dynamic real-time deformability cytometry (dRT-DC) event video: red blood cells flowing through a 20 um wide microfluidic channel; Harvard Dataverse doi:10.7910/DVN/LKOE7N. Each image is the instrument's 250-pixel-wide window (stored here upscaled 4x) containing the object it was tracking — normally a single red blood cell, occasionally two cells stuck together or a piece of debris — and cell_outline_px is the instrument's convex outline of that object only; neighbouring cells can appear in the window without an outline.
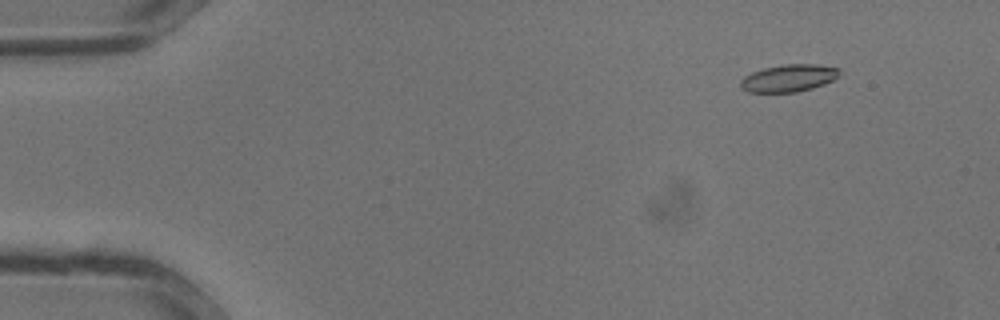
{"species": "common noctule bat (a hibernating species)", "species_latin": "Nyctalus noctula", "temperature_condition": "warm", "stored_images_in_passage": 34, "camera_frame_rate_fps": 3000, "um_per_image_px": 0.085, "animal": {"sex": "male", "body_mass_g": 13.3}, "frame": {"image": 1, "passage_image": 4, "time_ms": 1.0, "image_size_px": [1000, 320], "cell_outline_px": [[840, 76], [824, 84], [812, 88], [796, 92], [748, 92], [740, 88], [740, 80], [744, 76], [752, 72], [764, 68], [784, 64], [816, 64], [840, 68]], "centroid_in_image_um": [67.04, 6.63], "position_along_channel_um": 18.0, "area_um2": 15.84}}
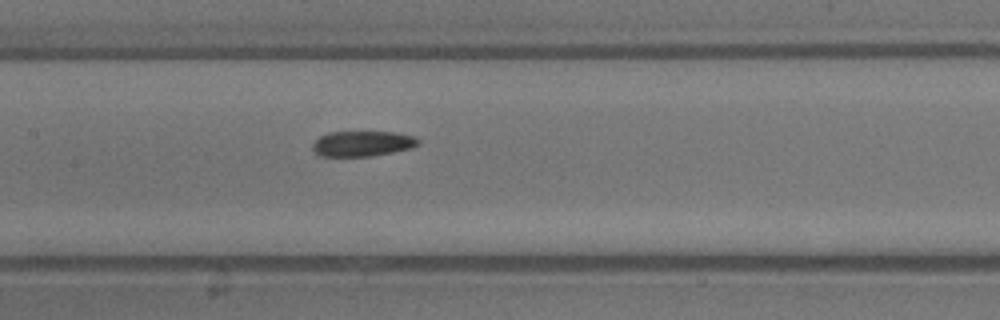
{"frame": {"image": 2, "passage_image": 17, "time_ms": 5.333, "image_size_px": [1000, 320], "cell_outline_px": [[420, 144], [412, 148], [392, 152], [368, 156], [320, 156], [312, 148], [312, 144], [320, 136], [328, 132], [392, 132], [416, 136], [420, 140]], "centroid_in_image_um": [30.83, 12.2], "position_along_channel_um": 176.6, "area_um2": 15.61}}
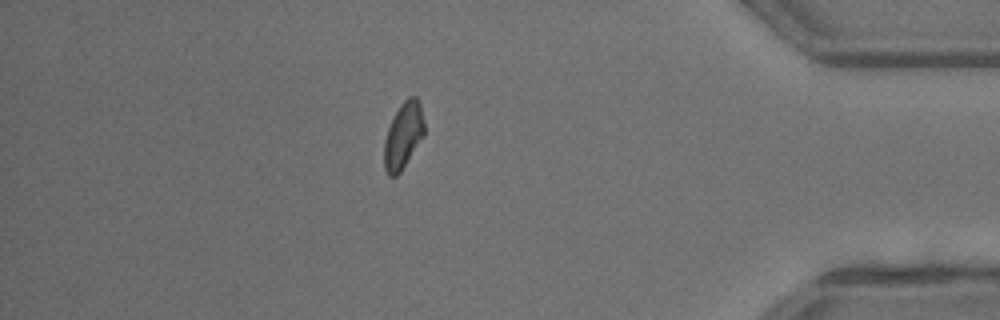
{"frame": {"image": 3, "passage_image": 30, "time_ms": 9.667, "image_size_px": [1000, 320], "cell_outline_px": [[424, 136], [400, 172], [396, 176], [388, 176], [384, 168], [384, 140], [388, 128], [400, 104], [408, 96], [416, 96], [420, 104], [424, 120]], "centroid_in_image_um": [34.28, 11.52], "position_along_channel_um": 400.9, "area_um2": 15.49}}